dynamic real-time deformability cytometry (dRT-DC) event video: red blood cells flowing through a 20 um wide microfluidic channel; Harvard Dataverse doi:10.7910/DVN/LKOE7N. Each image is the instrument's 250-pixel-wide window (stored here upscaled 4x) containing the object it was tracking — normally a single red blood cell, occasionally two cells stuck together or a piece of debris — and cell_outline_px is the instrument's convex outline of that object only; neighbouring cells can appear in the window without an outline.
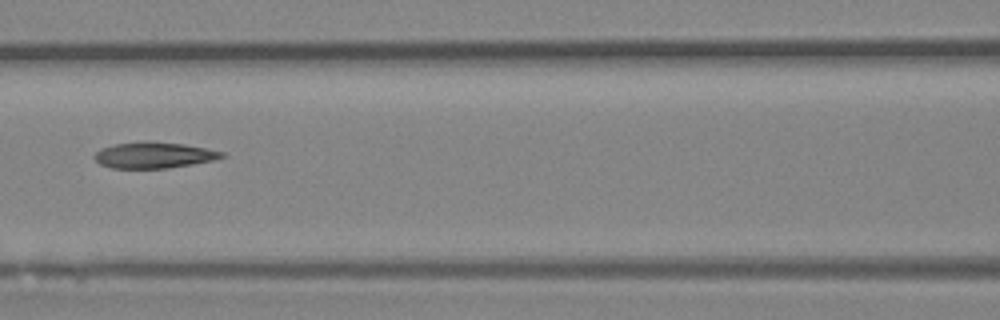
{"species": "Egyptian fruit bat (a non-hibernating species)", "species_latin": "Rousettus aegyptiacus", "temperature_condition": "room temperature", "stored_images_in_passage": 6, "camera_frame_rate_fps": 3000, "um_per_image_px": 0.085, "animal": {"sex": "female"}, "frame": {"image": 1, "passage_image": 6, "time_ms": 1.667, "image_size_px": [1000, 320], "cell_outline_px": [[228, 156], [212, 160], [192, 164], [168, 168], [112, 168], [100, 164], [92, 156], [100, 148], [116, 144], [184, 144], [224, 152]], "centroid_in_image_um": [13.09, 13.23], "position_along_channel_um": 153.5, "area_um2": 18.44}}